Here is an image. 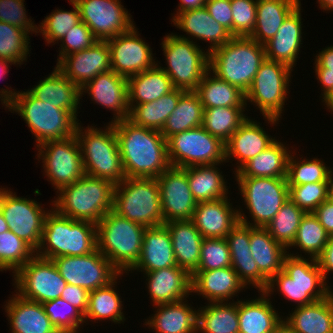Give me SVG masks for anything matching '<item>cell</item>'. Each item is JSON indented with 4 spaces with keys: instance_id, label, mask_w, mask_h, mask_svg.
I'll return each instance as SVG.
<instances>
[{
    "instance_id": "44dd1931",
    "label": "cell",
    "mask_w": 333,
    "mask_h": 333,
    "mask_svg": "<svg viewBox=\"0 0 333 333\" xmlns=\"http://www.w3.org/2000/svg\"><path fill=\"white\" fill-rule=\"evenodd\" d=\"M56 67L80 89L98 74L111 71L110 50L106 40L64 56Z\"/></svg>"
},
{
    "instance_id": "3957f363",
    "label": "cell",
    "mask_w": 333,
    "mask_h": 333,
    "mask_svg": "<svg viewBox=\"0 0 333 333\" xmlns=\"http://www.w3.org/2000/svg\"><path fill=\"white\" fill-rule=\"evenodd\" d=\"M291 252L285 257L282 270L269 280L263 292L269 297L274 292L282 294L286 300L297 304L296 307L328 297L333 289L325 281L317 260Z\"/></svg>"
},
{
    "instance_id": "2a66077c",
    "label": "cell",
    "mask_w": 333,
    "mask_h": 333,
    "mask_svg": "<svg viewBox=\"0 0 333 333\" xmlns=\"http://www.w3.org/2000/svg\"><path fill=\"white\" fill-rule=\"evenodd\" d=\"M9 230V227L0 211V234Z\"/></svg>"
},
{
    "instance_id": "f907efd6",
    "label": "cell",
    "mask_w": 333,
    "mask_h": 333,
    "mask_svg": "<svg viewBox=\"0 0 333 333\" xmlns=\"http://www.w3.org/2000/svg\"><path fill=\"white\" fill-rule=\"evenodd\" d=\"M305 214L306 212L288 198L265 228L275 241L288 248L293 243L299 224Z\"/></svg>"
},
{
    "instance_id": "816d5d0a",
    "label": "cell",
    "mask_w": 333,
    "mask_h": 333,
    "mask_svg": "<svg viewBox=\"0 0 333 333\" xmlns=\"http://www.w3.org/2000/svg\"><path fill=\"white\" fill-rule=\"evenodd\" d=\"M29 33L23 29L0 21V58L21 66L31 51Z\"/></svg>"
},
{
    "instance_id": "c3c4849f",
    "label": "cell",
    "mask_w": 333,
    "mask_h": 333,
    "mask_svg": "<svg viewBox=\"0 0 333 333\" xmlns=\"http://www.w3.org/2000/svg\"><path fill=\"white\" fill-rule=\"evenodd\" d=\"M329 237L318 218L313 213H306L299 224L293 243L287 250L290 252L289 249L298 247L299 253H304L303 257L316 259L322 253Z\"/></svg>"
},
{
    "instance_id": "ee69618b",
    "label": "cell",
    "mask_w": 333,
    "mask_h": 333,
    "mask_svg": "<svg viewBox=\"0 0 333 333\" xmlns=\"http://www.w3.org/2000/svg\"><path fill=\"white\" fill-rule=\"evenodd\" d=\"M197 333H239L238 299L200 306Z\"/></svg>"
},
{
    "instance_id": "9a60e30c",
    "label": "cell",
    "mask_w": 333,
    "mask_h": 333,
    "mask_svg": "<svg viewBox=\"0 0 333 333\" xmlns=\"http://www.w3.org/2000/svg\"><path fill=\"white\" fill-rule=\"evenodd\" d=\"M12 276L16 294L41 304L60 298L67 285L53 260L36 254Z\"/></svg>"
},
{
    "instance_id": "e7e4bbea",
    "label": "cell",
    "mask_w": 333,
    "mask_h": 333,
    "mask_svg": "<svg viewBox=\"0 0 333 333\" xmlns=\"http://www.w3.org/2000/svg\"><path fill=\"white\" fill-rule=\"evenodd\" d=\"M319 223L324 227L329 236H333V202L329 199L322 202L313 212Z\"/></svg>"
},
{
    "instance_id": "d4e9b609",
    "label": "cell",
    "mask_w": 333,
    "mask_h": 333,
    "mask_svg": "<svg viewBox=\"0 0 333 333\" xmlns=\"http://www.w3.org/2000/svg\"><path fill=\"white\" fill-rule=\"evenodd\" d=\"M260 125L259 121L247 118L225 143L226 163L237 160L234 173L276 140Z\"/></svg>"
},
{
    "instance_id": "4316f807",
    "label": "cell",
    "mask_w": 333,
    "mask_h": 333,
    "mask_svg": "<svg viewBox=\"0 0 333 333\" xmlns=\"http://www.w3.org/2000/svg\"><path fill=\"white\" fill-rule=\"evenodd\" d=\"M143 274L152 306L178 302L192 295L191 275L177 265Z\"/></svg>"
},
{
    "instance_id": "603a6c76",
    "label": "cell",
    "mask_w": 333,
    "mask_h": 333,
    "mask_svg": "<svg viewBox=\"0 0 333 333\" xmlns=\"http://www.w3.org/2000/svg\"><path fill=\"white\" fill-rule=\"evenodd\" d=\"M231 254V267L240 281L256 290L264 291L269 280L259 271L250 251V225L238 221L226 236Z\"/></svg>"
},
{
    "instance_id": "f1b7e54d",
    "label": "cell",
    "mask_w": 333,
    "mask_h": 333,
    "mask_svg": "<svg viewBox=\"0 0 333 333\" xmlns=\"http://www.w3.org/2000/svg\"><path fill=\"white\" fill-rule=\"evenodd\" d=\"M301 7L300 3L282 23L276 35L264 44L267 59L281 62L292 69L303 47Z\"/></svg>"
},
{
    "instance_id": "03108f58",
    "label": "cell",
    "mask_w": 333,
    "mask_h": 333,
    "mask_svg": "<svg viewBox=\"0 0 333 333\" xmlns=\"http://www.w3.org/2000/svg\"><path fill=\"white\" fill-rule=\"evenodd\" d=\"M322 275L328 283L327 276L333 273V236L329 237L322 253L316 258Z\"/></svg>"
},
{
    "instance_id": "4fadbf2b",
    "label": "cell",
    "mask_w": 333,
    "mask_h": 333,
    "mask_svg": "<svg viewBox=\"0 0 333 333\" xmlns=\"http://www.w3.org/2000/svg\"><path fill=\"white\" fill-rule=\"evenodd\" d=\"M167 149L170 165L174 167L226 163L225 143L202 126L170 136Z\"/></svg>"
},
{
    "instance_id": "30bf717a",
    "label": "cell",
    "mask_w": 333,
    "mask_h": 333,
    "mask_svg": "<svg viewBox=\"0 0 333 333\" xmlns=\"http://www.w3.org/2000/svg\"><path fill=\"white\" fill-rule=\"evenodd\" d=\"M112 210L145 228L163 225L160 190L156 178H125L116 184Z\"/></svg>"
},
{
    "instance_id": "be15d7a7",
    "label": "cell",
    "mask_w": 333,
    "mask_h": 333,
    "mask_svg": "<svg viewBox=\"0 0 333 333\" xmlns=\"http://www.w3.org/2000/svg\"><path fill=\"white\" fill-rule=\"evenodd\" d=\"M72 306H75L83 314L88 308L89 292L83 287L67 284L63 290L61 297Z\"/></svg>"
},
{
    "instance_id": "bcb514c9",
    "label": "cell",
    "mask_w": 333,
    "mask_h": 333,
    "mask_svg": "<svg viewBox=\"0 0 333 333\" xmlns=\"http://www.w3.org/2000/svg\"><path fill=\"white\" fill-rule=\"evenodd\" d=\"M203 105L194 91H186L160 131L167 140L170 136L202 126Z\"/></svg>"
},
{
    "instance_id": "6da1fadb",
    "label": "cell",
    "mask_w": 333,
    "mask_h": 333,
    "mask_svg": "<svg viewBox=\"0 0 333 333\" xmlns=\"http://www.w3.org/2000/svg\"><path fill=\"white\" fill-rule=\"evenodd\" d=\"M126 178H158L170 162L167 140L160 131L129 119L113 123Z\"/></svg>"
},
{
    "instance_id": "74e56055",
    "label": "cell",
    "mask_w": 333,
    "mask_h": 333,
    "mask_svg": "<svg viewBox=\"0 0 333 333\" xmlns=\"http://www.w3.org/2000/svg\"><path fill=\"white\" fill-rule=\"evenodd\" d=\"M250 251L259 271L270 280L283 267L287 248L275 241L265 227L250 226Z\"/></svg>"
},
{
    "instance_id": "cb8c5ba5",
    "label": "cell",
    "mask_w": 333,
    "mask_h": 333,
    "mask_svg": "<svg viewBox=\"0 0 333 333\" xmlns=\"http://www.w3.org/2000/svg\"><path fill=\"white\" fill-rule=\"evenodd\" d=\"M173 26L182 30L186 35H177L179 38L195 41H207V52H211L214 49L223 46L233 36L231 33L218 23L208 12L207 8L201 7L194 10H188L177 14L172 20ZM192 37V38H191Z\"/></svg>"
},
{
    "instance_id": "b9f144b4",
    "label": "cell",
    "mask_w": 333,
    "mask_h": 333,
    "mask_svg": "<svg viewBox=\"0 0 333 333\" xmlns=\"http://www.w3.org/2000/svg\"><path fill=\"white\" fill-rule=\"evenodd\" d=\"M122 275L123 273H120L107 286L89 292L88 308L84 314L85 324H89L88 320H94V323L110 320L114 324H124V301L120 298L119 291L115 290L117 280H120Z\"/></svg>"
},
{
    "instance_id": "ab89813d",
    "label": "cell",
    "mask_w": 333,
    "mask_h": 333,
    "mask_svg": "<svg viewBox=\"0 0 333 333\" xmlns=\"http://www.w3.org/2000/svg\"><path fill=\"white\" fill-rule=\"evenodd\" d=\"M301 0H257L256 24L249 36L264 45L273 38Z\"/></svg>"
},
{
    "instance_id": "836d02e7",
    "label": "cell",
    "mask_w": 333,
    "mask_h": 333,
    "mask_svg": "<svg viewBox=\"0 0 333 333\" xmlns=\"http://www.w3.org/2000/svg\"><path fill=\"white\" fill-rule=\"evenodd\" d=\"M259 297L238 300L239 333H272L283 320L269 296L259 291Z\"/></svg>"
},
{
    "instance_id": "db71d44e",
    "label": "cell",
    "mask_w": 333,
    "mask_h": 333,
    "mask_svg": "<svg viewBox=\"0 0 333 333\" xmlns=\"http://www.w3.org/2000/svg\"><path fill=\"white\" fill-rule=\"evenodd\" d=\"M69 1L73 6V10L65 11L56 8L42 20L41 25H38L37 33H39V35L42 33V37H44L48 45L52 43L53 45L58 44L67 32L81 21L76 3L74 0Z\"/></svg>"
},
{
    "instance_id": "7bdbcfd3",
    "label": "cell",
    "mask_w": 333,
    "mask_h": 333,
    "mask_svg": "<svg viewBox=\"0 0 333 333\" xmlns=\"http://www.w3.org/2000/svg\"><path fill=\"white\" fill-rule=\"evenodd\" d=\"M203 109L212 107H248L246 106L245 92L237 86L218 78L210 70L203 76L194 91Z\"/></svg>"
},
{
    "instance_id": "4dcf8cb0",
    "label": "cell",
    "mask_w": 333,
    "mask_h": 333,
    "mask_svg": "<svg viewBox=\"0 0 333 333\" xmlns=\"http://www.w3.org/2000/svg\"><path fill=\"white\" fill-rule=\"evenodd\" d=\"M9 298L4 310L11 333H60L41 303L26 300L15 293Z\"/></svg>"
},
{
    "instance_id": "8c879c8a",
    "label": "cell",
    "mask_w": 333,
    "mask_h": 333,
    "mask_svg": "<svg viewBox=\"0 0 333 333\" xmlns=\"http://www.w3.org/2000/svg\"><path fill=\"white\" fill-rule=\"evenodd\" d=\"M272 333H295L293 329L282 320L279 325L272 331Z\"/></svg>"
},
{
    "instance_id": "83f0119b",
    "label": "cell",
    "mask_w": 333,
    "mask_h": 333,
    "mask_svg": "<svg viewBox=\"0 0 333 333\" xmlns=\"http://www.w3.org/2000/svg\"><path fill=\"white\" fill-rule=\"evenodd\" d=\"M228 197L197 202L192 221L203 238H226L239 221L238 209Z\"/></svg>"
},
{
    "instance_id": "7dc6e473",
    "label": "cell",
    "mask_w": 333,
    "mask_h": 333,
    "mask_svg": "<svg viewBox=\"0 0 333 333\" xmlns=\"http://www.w3.org/2000/svg\"><path fill=\"white\" fill-rule=\"evenodd\" d=\"M246 107H212L203 110L202 127L226 143L239 126L249 118Z\"/></svg>"
},
{
    "instance_id": "8d00e7d4",
    "label": "cell",
    "mask_w": 333,
    "mask_h": 333,
    "mask_svg": "<svg viewBox=\"0 0 333 333\" xmlns=\"http://www.w3.org/2000/svg\"><path fill=\"white\" fill-rule=\"evenodd\" d=\"M158 63L127 79L129 109L158 100L175 89L170 77L160 68V62Z\"/></svg>"
},
{
    "instance_id": "9f6ffc18",
    "label": "cell",
    "mask_w": 333,
    "mask_h": 333,
    "mask_svg": "<svg viewBox=\"0 0 333 333\" xmlns=\"http://www.w3.org/2000/svg\"><path fill=\"white\" fill-rule=\"evenodd\" d=\"M229 266H231V254L226 238H203L196 271L216 270Z\"/></svg>"
},
{
    "instance_id": "484cf974",
    "label": "cell",
    "mask_w": 333,
    "mask_h": 333,
    "mask_svg": "<svg viewBox=\"0 0 333 333\" xmlns=\"http://www.w3.org/2000/svg\"><path fill=\"white\" fill-rule=\"evenodd\" d=\"M191 294L202 295L207 303L231 302L246 288L229 266L216 270L196 271L191 276Z\"/></svg>"
},
{
    "instance_id": "2644e50d",
    "label": "cell",
    "mask_w": 333,
    "mask_h": 333,
    "mask_svg": "<svg viewBox=\"0 0 333 333\" xmlns=\"http://www.w3.org/2000/svg\"><path fill=\"white\" fill-rule=\"evenodd\" d=\"M15 65L13 62L9 61V60H5L0 58V79H3V76L7 75V73H9L8 69L11 65Z\"/></svg>"
},
{
    "instance_id": "9c48e42d",
    "label": "cell",
    "mask_w": 333,
    "mask_h": 333,
    "mask_svg": "<svg viewBox=\"0 0 333 333\" xmlns=\"http://www.w3.org/2000/svg\"><path fill=\"white\" fill-rule=\"evenodd\" d=\"M293 71L286 64L266 58L245 93L246 106L247 102L255 105L270 126H277L282 118Z\"/></svg>"
},
{
    "instance_id": "b9fcfbb0",
    "label": "cell",
    "mask_w": 333,
    "mask_h": 333,
    "mask_svg": "<svg viewBox=\"0 0 333 333\" xmlns=\"http://www.w3.org/2000/svg\"><path fill=\"white\" fill-rule=\"evenodd\" d=\"M7 190H8V187L7 188H2V186H1V188H0V204H1V200H2V198H3V195L7 192Z\"/></svg>"
},
{
    "instance_id": "e0dca14e",
    "label": "cell",
    "mask_w": 333,
    "mask_h": 333,
    "mask_svg": "<svg viewBox=\"0 0 333 333\" xmlns=\"http://www.w3.org/2000/svg\"><path fill=\"white\" fill-rule=\"evenodd\" d=\"M41 205L36 199L19 197L10 189L3 195L0 204V211L9 230L35 251L40 245L44 219L49 212Z\"/></svg>"
},
{
    "instance_id": "277c9868",
    "label": "cell",
    "mask_w": 333,
    "mask_h": 333,
    "mask_svg": "<svg viewBox=\"0 0 333 333\" xmlns=\"http://www.w3.org/2000/svg\"><path fill=\"white\" fill-rule=\"evenodd\" d=\"M97 249V224L66 217L51 206L35 251L37 256L52 260L60 256H83Z\"/></svg>"
},
{
    "instance_id": "680465c9",
    "label": "cell",
    "mask_w": 333,
    "mask_h": 333,
    "mask_svg": "<svg viewBox=\"0 0 333 333\" xmlns=\"http://www.w3.org/2000/svg\"><path fill=\"white\" fill-rule=\"evenodd\" d=\"M233 36L249 37L256 24L257 0H230Z\"/></svg>"
},
{
    "instance_id": "6125c7cd",
    "label": "cell",
    "mask_w": 333,
    "mask_h": 333,
    "mask_svg": "<svg viewBox=\"0 0 333 333\" xmlns=\"http://www.w3.org/2000/svg\"><path fill=\"white\" fill-rule=\"evenodd\" d=\"M209 14L233 36V16L230 0H205Z\"/></svg>"
},
{
    "instance_id": "003e7915",
    "label": "cell",
    "mask_w": 333,
    "mask_h": 333,
    "mask_svg": "<svg viewBox=\"0 0 333 333\" xmlns=\"http://www.w3.org/2000/svg\"><path fill=\"white\" fill-rule=\"evenodd\" d=\"M315 56L314 71H333V46H327Z\"/></svg>"
},
{
    "instance_id": "681fc988",
    "label": "cell",
    "mask_w": 333,
    "mask_h": 333,
    "mask_svg": "<svg viewBox=\"0 0 333 333\" xmlns=\"http://www.w3.org/2000/svg\"><path fill=\"white\" fill-rule=\"evenodd\" d=\"M295 150L296 149L290 154L288 160L286 176L288 185H304L329 181V176L332 171L330 166L328 167L320 158L313 157L307 159V156L306 158H303V156L298 158V156H295L297 153Z\"/></svg>"
},
{
    "instance_id": "11e5206c",
    "label": "cell",
    "mask_w": 333,
    "mask_h": 333,
    "mask_svg": "<svg viewBox=\"0 0 333 333\" xmlns=\"http://www.w3.org/2000/svg\"><path fill=\"white\" fill-rule=\"evenodd\" d=\"M328 199L331 202H333V169L330 173L329 181H328Z\"/></svg>"
},
{
    "instance_id": "e575fe53",
    "label": "cell",
    "mask_w": 333,
    "mask_h": 333,
    "mask_svg": "<svg viewBox=\"0 0 333 333\" xmlns=\"http://www.w3.org/2000/svg\"><path fill=\"white\" fill-rule=\"evenodd\" d=\"M187 302V303H186ZM157 311L145 319L144 325L156 333H197V308L184 299L155 305Z\"/></svg>"
},
{
    "instance_id": "d6a6232c",
    "label": "cell",
    "mask_w": 333,
    "mask_h": 333,
    "mask_svg": "<svg viewBox=\"0 0 333 333\" xmlns=\"http://www.w3.org/2000/svg\"><path fill=\"white\" fill-rule=\"evenodd\" d=\"M164 225L170 231L177 266L192 276L199 266L203 236L192 220H174Z\"/></svg>"
},
{
    "instance_id": "d6986e66",
    "label": "cell",
    "mask_w": 333,
    "mask_h": 333,
    "mask_svg": "<svg viewBox=\"0 0 333 333\" xmlns=\"http://www.w3.org/2000/svg\"><path fill=\"white\" fill-rule=\"evenodd\" d=\"M135 26L126 33L106 40L110 50L111 70L127 79L157 64L151 47L139 36Z\"/></svg>"
},
{
    "instance_id": "7c38bea8",
    "label": "cell",
    "mask_w": 333,
    "mask_h": 333,
    "mask_svg": "<svg viewBox=\"0 0 333 333\" xmlns=\"http://www.w3.org/2000/svg\"><path fill=\"white\" fill-rule=\"evenodd\" d=\"M160 45L167 65L160 68L170 77L174 88L195 91L209 70V52L174 33L165 35Z\"/></svg>"
},
{
    "instance_id": "94428289",
    "label": "cell",
    "mask_w": 333,
    "mask_h": 333,
    "mask_svg": "<svg viewBox=\"0 0 333 333\" xmlns=\"http://www.w3.org/2000/svg\"><path fill=\"white\" fill-rule=\"evenodd\" d=\"M25 0H0V21L37 35L38 26L28 18Z\"/></svg>"
},
{
    "instance_id": "ac0fdd59",
    "label": "cell",
    "mask_w": 333,
    "mask_h": 333,
    "mask_svg": "<svg viewBox=\"0 0 333 333\" xmlns=\"http://www.w3.org/2000/svg\"><path fill=\"white\" fill-rule=\"evenodd\" d=\"M81 21L98 40H107L129 31L135 23L121 0H74Z\"/></svg>"
},
{
    "instance_id": "91938a15",
    "label": "cell",
    "mask_w": 333,
    "mask_h": 333,
    "mask_svg": "<svg viewBox=\"0 0 333 333\" xmlns=\"http://www.w3.org/2000/svg\"><path fill=\"white\" fill-rule=\"evenodd\" d=\"M98 39L93 35L92 30L82 21L70 29L60 40L59 57L56 64L66 55L79 52L91 47Z\"/></svg>"
},
{
    "instance_id": "f546056e",
    "label": "cell",
    "mask_w": 333,
    "mask_h": 333,
    "mask_svg": "<svg viewBox=\"0 0 333 333\" xmlns=\"http://www.w3.org/2000/svg\"><path fill=\"white\" fill-rule=\"evenodd\" d=\"M170 231L165 225L145 229L140 257L126 275L176 266Z\"/></svg>"
},
{
    "instance_id": "f6af8a7d",
    "label": "cell",
    "mask_w": 333,
    "mask_h": 333,
    "mask_svg": "<svg viewBox=\"0 0 333 333\" xmlns=\"http://www.w3.org/2000/svg\"><path fill=\"white\" fill-rule=\"evenodd\" d=\"M185 92L175 88L158 100L135 105L130 109L128 119L138 126L161 131L167 118L176 108L179 98Z\"/></svg>"
},
{
    "instance_id": "a7ac6f4b",
    "label": "cell",
    "mask_w": 333,
    "mask_h": 333,
    "mask_svg": "<svg viewBox=\"0 0 333 333\" xmlns=\"http://www.w3.org/2000/svg\"><path fill=\"white\" fill-rule=\"evenodd\" d=\"M315 75L322 86L320 97L323 98L333 89V71H315Z\"/></svg>"
},
{
    "instance_id": "8fae6325",
    "label": "cell",
    "mask_w": 333,
    "mask_h": 333,
    "mask_svg": "<svg viewBox=\"0 0 333 333\" xmlns=\"http://www.w3.org/2000/svg\"><path fill=\"white\" fill-rule=\"evenodd\" d=\"M235 181L252 221L241 207L238 220L252 227H266L289 198L287 178L235 177Z\"/></svg>"
},
{
    "instance_id": "f5cc1de1",
    "label": "cell",
    "mask_w": 333,
    "mask_h": 333,
    "mask_svg": "<svg viewBox=\"0 0 333 333\" xmlns=\"http://www.w3.org/2000/svg\"><path fill=\"white\" fill-rule=\"evenodd\" d=\"M35 255V250L11 230L0 234V271L13 275Z\"/></svg>"
},
{
    "instance_id": "1f68e13d",
    "label": "cell",
    "mask_w": 333,
    "mask_h": 333,
    "mask_svg": "<svg viewBox=\"0 0 333 333\" xmlns=\"http://www.w3.org/2000/svg\"><path fill=\"white\" fill-rule=\"evenodd\" d=\"M45 79L28 89L37 99L53 104L54 107L71 111L76 117L80 108L81 89L71 82L57 67Z\"/></svg>"
},
{
    "instance_id": "8992f818",
    "label": "cell",
    "mask_w": 333,
    "mask_h": 333,
    "mask_svg": "<svg viewBox=\"0 0 333 333\" xmlns=\"http://www.w3.org/2000/svg\"><path fill=\"white\" fill-rule=\"evenodd\" d=\"M265 59L264 45L251 37L233 36L209 53V70L246 93Z\"/></svg>"
},
{
    "instance_id": "52a82bcc",
    "label": "cell",
    "mask_w": 333,
    "mask_h": 333,
    "mask_svg": "<svg viewBox=\"0 0 333 333\" xmlns=\"http://www.w3.org/2000/svg\"><path fill=\"white\" fill-rule=\"evenodd\" d=\"M80 124L75 136L80 146L85 174L111 181L114 185L121 183L126 175L113 123L109 122L103 127L104 130L93 124L85 128Z\"/></svg>"
},
{
    "instance_id": "60d3db41",
    "label": "cell",
    "mask_w": 333,
    "mask_h": 333,
    "mask_svg": "<svg viewBox=\"0 0 333 333\" xmlns=\"http://www.w3.org/2000/svg\"><path fill=\"white\" fill-rule=\"evenodd\" d=\"M220 165L222 164L197 165L187 168L189 188L197 202L229 197L228 182L217 167Z\"/></svg>"
},
{
    "instance_id": "11a10c76",
    "label": "cell",
    "mask_w": 333,
    "mask_h": 333,
    "mask_svg": "<svg viewBox=\"0 0 333 333\" xmlns=\"http://www.w3.org/2000/svg\"><path fill=\"white\" fill-rule=\"evenodd\" d=\"M42 305L60 333H79L85 323L84 314L62 298L43 302Z\"/></svg>"
},
{
    "instance_id": "7a4b0ae2",
    "label": "cell",
    "mask_w": 333,
    "mask_h": 333,
    "mask_svg": "<svg viewBox=\"0 0 333 333\" xmlns=\"http://www.w3.org/2000/svg\"><path fill=\"white\" fill-rule=\"evenodd\" d=\"M10 86L0 88V101L8 111L25 120L35 137L36 146L49 140H62L75 135L78 118L65 109L35 98L28 90L15 91Z\"/></svg>"
},
{
    "instance_id": "7402d4cb",
    "label": "cell",
    "mask_w": 333,
    "mask_h": 333,
    "mask_svg": "<svg viewBox=\"0 0 333 333\" xmlns=\"http://www.w3.org/2000/svg\"><path fill=\"white\" fill-rule=\"evenodd\" d=\"M88 93L93 104L101 105L113 111L110 123L128 119L130 109L128 105L127 78L114 71L98 74L81 88V96Z\"/></svg>"
},
{
    "instance_id": "89a4df30",
    "label": "cell",
    "mask_w": 333,
    "mask_h": 333,
    "mask_svg": "<svg viewBox=\"0 0 333 333\" xmlns=\"http://www.w3.org/2000/svg\"><path fill=\"white\" fill-rule=\"evenodd\" d=\"M179 1L180 3L178 5V9L176 10V13H173L174 16L171 18V20L181 12L194 10L196 8H201L205 6V0H179Z\"/></svg>"
},
{
    "instance_id": "6f0895ef",
    "label": "cell",
    "mask_w": 333,
    "mask_h": 333,
    "mask_svg": "<svg viewBox=\"0 0 333 333\" xmlns=\"http://www.w3.org/2000/svg\"><path fill=\"white\" fill-rule=\"evenodd\" d=\"M289 198L304 212L313 213L328 199V182L288 185Z\"/></svg>"
},
{
    "instance_id": "34e18365",
    "label": "cell",
    "mask_w": 333,
    "mask_h": 333,
    "mask_svg": "<svg viewBox=\"0 0 333 333\" xmlns=\"http://www.w3.org/2000/svg\"><path fill=\"white\" fill-rule=\"evenodd\" d=\"M319 4V9H323V12L325 11H333V0H317Z\"/></svg>"
},
{
    "instance_id": "2e32d148",
    "label": "cell",
    "mask_w": 333,
    "mask_h": 333,
    "mask_svg": "<svg viewBox=\"0 0 333 333\" xmlns=\"http://www.w3.org/2000/svg\"><path fill=\"white\" fill-rule=\"evenodd\" d=\"M52 260L67 284L88 292L107 286L120 274L98 249L83 256H60Z\"/></svg>"
},
{
    "instance_id": "753ad0ef",
    "label": "cell",
    "mask_w": 333,
    "mask_h": 333,
    "mask_svg": "<svg viewBox=\"0 0 333 333\" xmlns=\"http://www.w3.org/2000/svg\"><path fill=\"white\" fill-rule=\"evenodd\" d=\"M322 102H324L325 107L331 111L333 114V89L321 99Z\"/></svg>"
},
{
    "instance_id": "d590c367",
    "label": "cell",
    "mask_w": 333,
    "mask_h": 333,
    "mask_svg": "<svg viewBox=\"0 0 333 333\" xmlns=\"http://www.w3.org/2000/svg\"><path fill=\"white\" fill-rule=\"evenodd\" d=\"M292 310L283 320L295 333H333V292L325 299Z\"/></svg>"
},
{
    "instance_id": "5bb4252c",
    "label": "cell",
    "mask_w": 333,
    "mask_h": 333,
    "mask_svg": "<svg viewBox=\"0 0 333 333\" xmlns=\"http://www.w3.org/2000/svg\"><path fill=\"white\" fill-rule=\"evenodd\" d=\"M36 149V159L42 160L43 173L56 192L85 175L80 146L75 135L67 139L46 141Z\"/></svg>"
},
{
    "instance_id": "f35d334b",
    "label": "cell",
    "mask_w": 333,
    "mask_h": 333,
    "mask_svg": "<svg viewBox=\"0 0 333 333\" xmlns=\"http://www.w3.org/2000/svg\"><path fill=\"white\" fill-rule=\"evenodd\" d=\"M286 143L275 140L260 154L245 163L234 177H271L286 178L288 160L292 150Z\"/></svg>"
},
{
    "instance_id": "5b68a950",
    "label": "cell",
    "mask_w": 333,
    "mask_h": 333,
    "mask_svg": "<svg viewBox=\"0 0 333 333\" xmlns=\"http://www.w3.org/2000/svg\"><path fill=\"white\" fill-rule=\"evenodd\" d=\"M114 187L111 181L85 174L61 188L50 205L61 215L97 224L113 209Z\"/></svg>"
},
{
    "instance_id": "ba28073f",
    "label": "cell",
    "mask_w": 333,
    "mask_h": 333,
    "mask_svg": "<svg viewBox=\"0 0 333 333\" xmlns=\"http://www.w3.org/2000/svg\"><path fill=\"white\" fill-rule=\"evenodd\" d=\"M145 229L110 210L97 223L98 250L126 274L140 257Z\"/></svg>"
},
{
    "instance_id": "ffe728a7",
    "label": "cell",
    "mask_w": 333,
    "mask_h": 333,
    "mask_svg": "<svg viewBox=\"0 0 333 333\" xmlns=\"http://www.w3.org/2000/svg\"><path fill=\"white\" fill-rule=\"evenodd\" d=\"M159 190L163 225L174 220H192L197 201L187 180V168L170 166L156 178Z\"/></svg>"
}]
</instances>
